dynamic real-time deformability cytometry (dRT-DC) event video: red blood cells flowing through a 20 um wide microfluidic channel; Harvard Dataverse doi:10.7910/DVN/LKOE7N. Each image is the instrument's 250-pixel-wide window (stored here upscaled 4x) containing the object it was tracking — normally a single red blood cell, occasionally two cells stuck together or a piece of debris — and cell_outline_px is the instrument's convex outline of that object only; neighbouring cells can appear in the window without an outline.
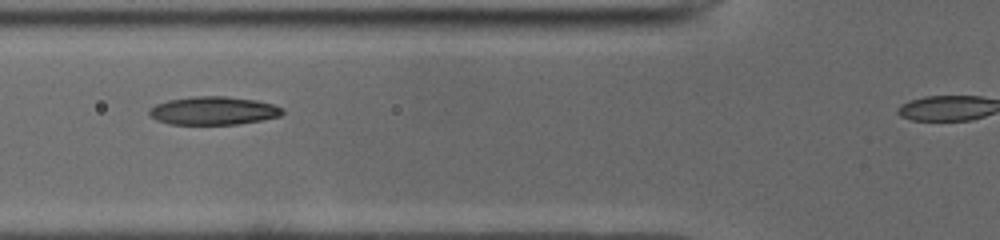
{"species": "common noctule bat (a hibernating species)", "species_latin": "Nyctalus noctula", "temperature_condition": "cold", "stored_images_in_passage": 34, "camera_frame_rate_fps": 3000, "um_per_image_px": 0.085, "animal": {"sex": "male", "body_mass_g": 19.0, "forearm_length_mm": 50.8}, "frame": {"image": 1, "passage_image": 5, "time_ms": 1.333, "image_size_px": [1000, 240], "cell_outline_px": [[284, 112], [280, 116], [260, 120], [236, 124], [172, 124], [156, 120], [148, 112], [148, 108], [156, 104], [168, 100], [192, 96], [224, 96], [256, 100], [272, 104], [284, 108]], "centroid_in_image_um": [18.13, 9.4], "position_along_channel_um": 107.7, "area_um2": 21.85}}
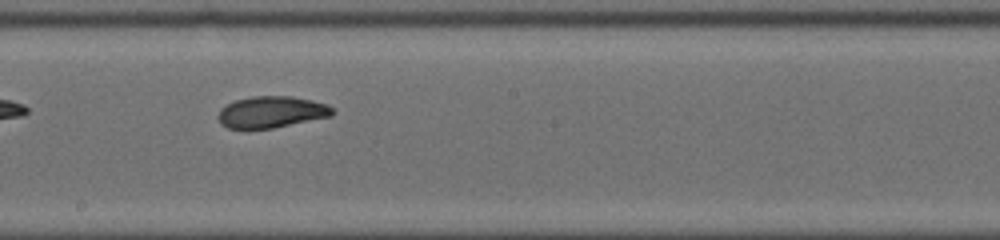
{"frame": {"image": 2, "passage_image": 14, "time_ms": 4.333, "image_size_px": [1000, 240], "cell_outline_px": [[336, 112], [332, 116], [272, 128], [228, 128], [220, 124], [216, 116], [220, 108], [236, 100], [252, 96], [292, 96], [312, 100], [328, 104]], "centroid_in_image_um": [23.07, 9.51], "position_along_channel_um": 225.1, "area_um2": 21.1}}
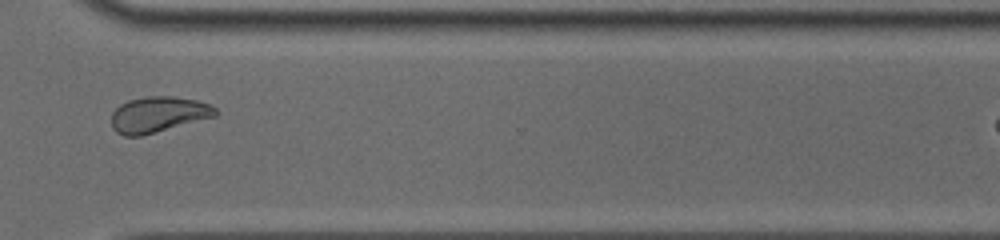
{"frame": {"image": 3, "passage_image": 24, "time_ms": 7.667, "image_size_px": [1000, 240], "cell_outline_px": [[220, 112], [216, 116], [140, 136], [124, 136], [116, 132], [112, 128], [112, 112], [120, 104], [128, 100], [148, 96], [172, 96], [196, 100], [208, 104], [216, 108]], "centroid_in_image_um": [13.44, 9.73], "position_along_channel_um": 357.2, "area_um2": 21.62}, "authors_computed_cell_mechanics": {"area_um2": 21.5594, "velocity_mm_per_s": 3.9315, "shape_relaxation_time_tau1_ms": 5.9528, "shape_relaxation_time_tau2_ms": 2.9366, "deformation_change_tau1": 0.1813, "deformation_change_tau2": 0.0733}}